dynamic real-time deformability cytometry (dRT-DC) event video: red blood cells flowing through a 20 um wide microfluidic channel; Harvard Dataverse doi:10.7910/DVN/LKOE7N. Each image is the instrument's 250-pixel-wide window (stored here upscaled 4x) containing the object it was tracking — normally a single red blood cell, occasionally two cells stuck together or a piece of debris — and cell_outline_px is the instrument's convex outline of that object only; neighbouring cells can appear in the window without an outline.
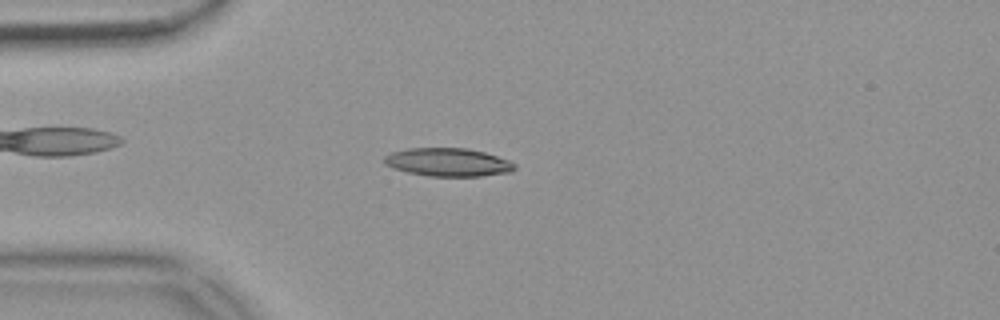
{"species": "common noctule bat (a hibernating species)", "species_latin": "Nyctalus noctula", "temperature_condition": "warm", "stored_images_in_passage": 42, "camera_frame_rate_fps": 3000, "um_per_image_px": 0.085, "animal": {"sex": "female", "body_mass_g": 18.4}, "frame": {"image": 1, "passage_image": 2, "time_ms": 0.333, "image_size_px": [1000, 320], "cell_outline_px": [[516, 168], [512, 172], [480, 176], [428, 176], [408, 172], [392, 168], [384, 164], [384, 156], [392, 152], [408, 148], [468, 148], [484, 152], [508, 160], [516, 164]], "centroid_in_image_um": [38.08, 13.79], "position_along_channel_um": 46.9, "area_um2": 21.5}}
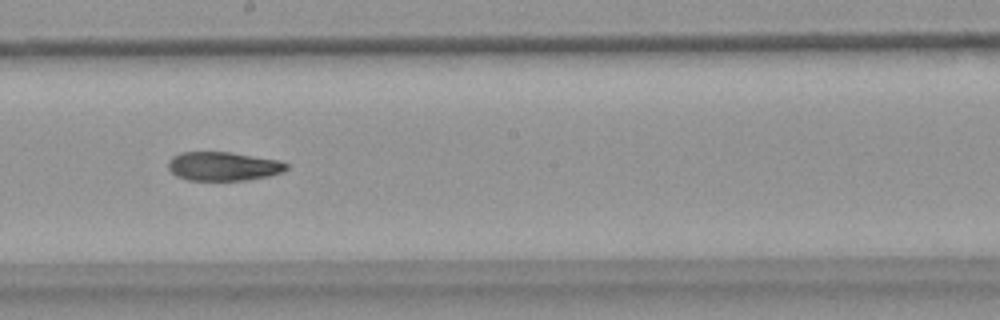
{"frame": {"image": 2, "passage_image": 18, "time_ms": 5.667, "image_size_px": [1000, 320], "cell_outline_px": [[288, 168], [284, 172], [268, 176], [248, 180], [188, 180], [176, 176], [168, 168], [168, 160], [172, 156], [180, 152], [232, 152], [280, 160], [288, 164]], "centroid_in_image_um": [18.99, 14.13], "position_along_channel_um": 229.2, "area_um2": 20.11}}
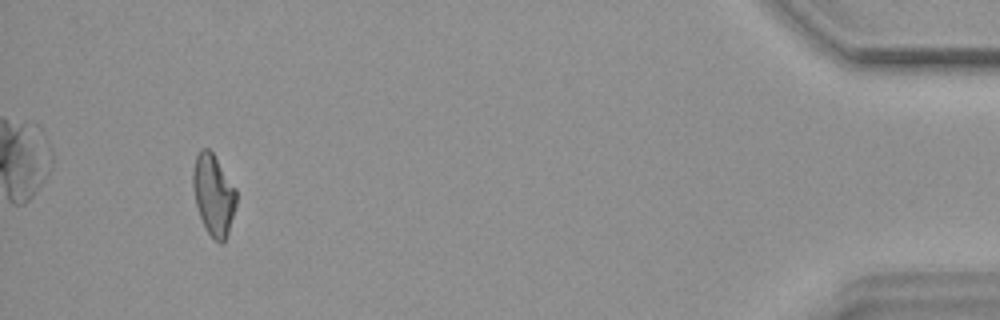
{"frame": {"image": 3, "passage_image": 39, "time_ms": 12.667, "image_size_px": [1000, 320], "cell_outline_px": [[236, 204], [228, 232], [224, 240], [220, 244], [208, 232], [200, 216], [196, 204], [192, 188], [192, 172], [196, 156], [200, 148], [208, 148], [212, 152], [236, 188]], "centroid_in_image_um": [18.13, 16.51], "position_along_channel_um": 417.1, "area_um2": 20.23}, "authors_computed_cell_mechanics": {"area_um2": 20.808, "velocity_mm_per_s": 3.6992, "shape_relaxation_time_tau1_ms": null, "shape_relaxation_time_tau2_ms": 7.9116, "deformation_change_tau1": null, "deformation_change_tau2": 0.1606}}